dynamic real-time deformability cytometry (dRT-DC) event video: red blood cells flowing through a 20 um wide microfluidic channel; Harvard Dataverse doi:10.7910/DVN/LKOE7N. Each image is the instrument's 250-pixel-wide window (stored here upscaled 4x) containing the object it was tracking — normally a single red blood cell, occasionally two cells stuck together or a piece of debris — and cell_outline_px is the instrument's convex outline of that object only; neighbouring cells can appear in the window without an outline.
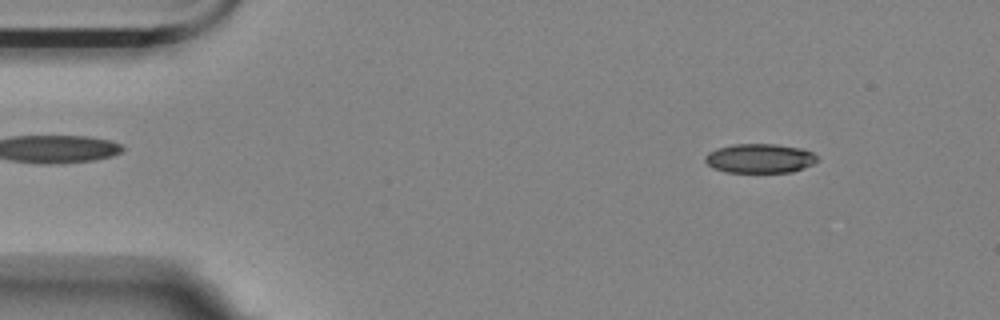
{"species": "Egyptian fruit bat (a non-hibernating species)", "species_latin": "Rousettus aegyptiacus", "temperature_condition": "room temperature", "stored_images_in_passage": 55, "camera_frame_rate_fps": 3000, "um_per_image_px": 0.085, "animal": {"sex": "female"}, "frame": {"image": 1, "passage_image": 6, "time_ms": 1.667, "image_size_px": [1000, 320], "cell_outline_px": [[816, 160], [812, 164], [792, 172], [724, 172], [712, 168], [704, 160], [704, 156], [708, 152], [716, 148], [736, 144], [772, 144], [800, 148], [812, 152], [816, 156]], "centroid_in_image_um": [64.52, 13.46], "position_along_channel_um": 20.5, "area_um2": 19.02}}
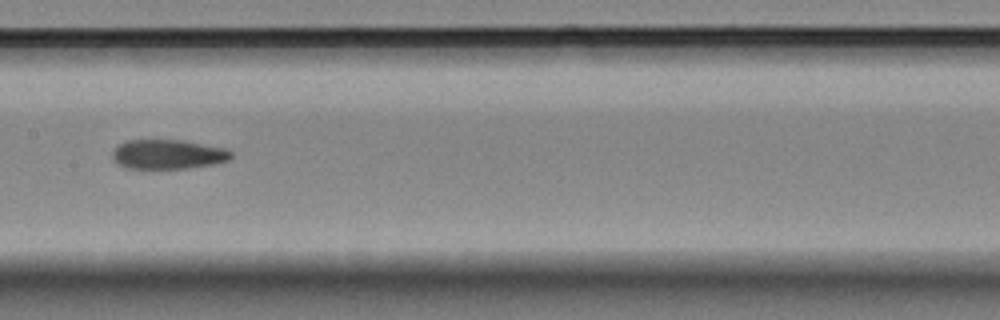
{"frame": {"image": 2, "passage_image": 27, "time_ms": 8.667, "image_size_px": [1000, 320], "cell_outline_px": [[232, 156], [228, 160], [212, 164], [188, 168], [128, 168], [116, 164], [112, 160], [112, 152], [116, 144], [128, 140], [184, 140], [224, 148], [232, 152]], "centroid_in_image_um": [14.22, 13.11], "position_along_channel_um": 193.2, "area_um2": 20.46}}
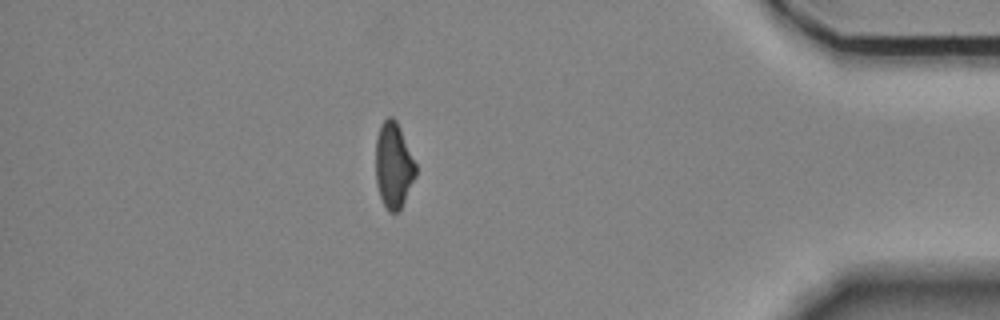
{"frame": {"image": 3, "passage_image": 48, "time_ms": 15.667, "image_size_px": [1000, 320], "cell_outline_px": [[416, 176], [400, 208], [396, 212], [388, 212], [380, 196], [376, 184], [376, 136], [380, 124], [388, 116], [392, 116], [396, 120], [400, 128], [416, 164]], "centroid_in_image_um": [33.44, 14.02], "position_along_channel_um": 401.8, "area_um2": 19.88}, "authors_computed_cell_mechanics": {"area_um2": 20.6924, "velocity_mm_per_s": 3.565, "shape_relaxation_time_tau1_ms": null, "shape_relaxation_time_tau2_ms": 5.2741, "deformation_change_tau1": null, "deformation_change_tau2": 0.1104}}